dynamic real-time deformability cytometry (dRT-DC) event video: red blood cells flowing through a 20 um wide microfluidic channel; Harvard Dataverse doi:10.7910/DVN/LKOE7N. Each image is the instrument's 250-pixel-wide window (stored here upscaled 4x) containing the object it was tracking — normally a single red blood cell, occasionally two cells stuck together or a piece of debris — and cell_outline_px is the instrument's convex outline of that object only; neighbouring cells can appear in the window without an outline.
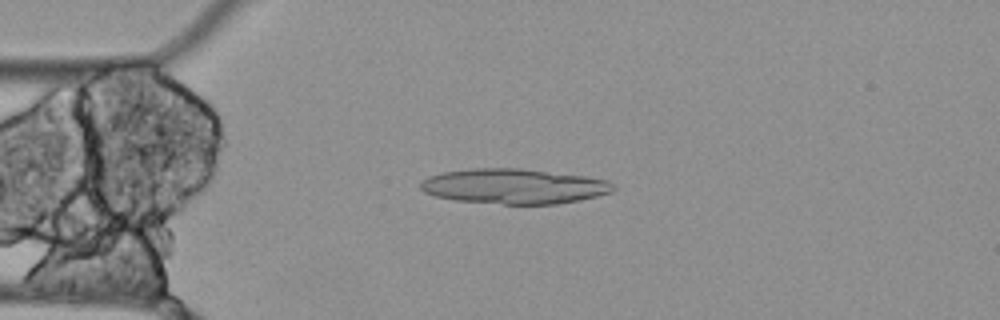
{"species": "Egyptian fruit bat (a non-hibernating species)", "species_latin": "Rousettus aegyptiacus", "temperature_condition": "cold", "stored_images_in_passage": 6, "camera_frame_rate_fps": 3000, "um_per_image_px": 0.085, "animal": {"sex": "female"}, "frame": {"image": 1, "passage_image": 3, "time_ms": 0.667, "image_size_px": [1000, 320], "cell_outline_px": [[616, 188], [612, 192], [580, 200], [556, 204], [504, 204], [456, 200], [436, 196], [424, 192], [420, 188], [420, 184], [428, 176], [444, 172], [472, 168], [520, 168], [584, 176], [608, 180]], "centroid_in_image_um": [43.7, 15.83], "position_along_channel_um": 41.3, "area_um2": 39.25}}